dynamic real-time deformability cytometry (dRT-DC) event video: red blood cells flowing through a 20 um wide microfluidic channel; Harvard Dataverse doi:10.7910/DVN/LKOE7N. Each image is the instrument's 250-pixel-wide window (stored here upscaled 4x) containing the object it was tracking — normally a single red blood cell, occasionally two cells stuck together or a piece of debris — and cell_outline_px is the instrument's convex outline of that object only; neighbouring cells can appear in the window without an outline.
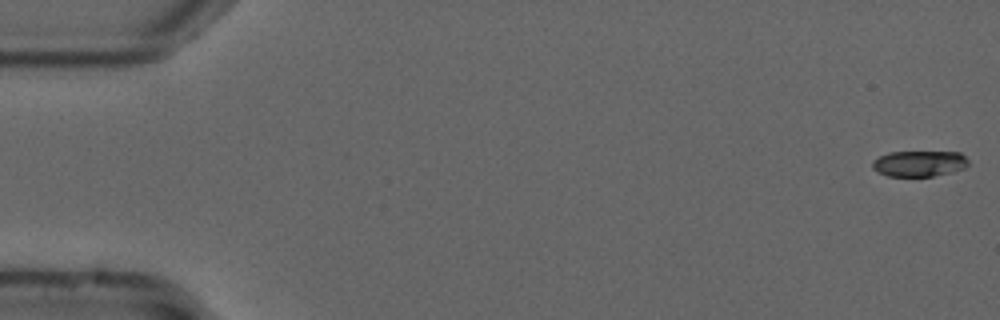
{"species": "common noctule bat (a hibernating species)", "species_latin": "Nyctalus noctula", "temperature_condition": "cold", "stored_images_in_passage": 55, "camera_frame_rate_fps": 3000, "um_per_image_px": 0.085, "animal": {"sex": "male", "forearm_length_mm": 52.5}, "frame": {"image": 1, "passage_image": 1, "time_ms": 0.0, "image_size_px": [1000, 320], "cell_outline_px": [[968, 164], [964, 168], [932, 176], [888, 176], [872, 168], [872, 160], [888, 152], [960, 152], [968, 160]], "centroid_in_image_um": [78.11, 13.89], "position_along_channel_um": 6.9, "area_um2": 14.28}}
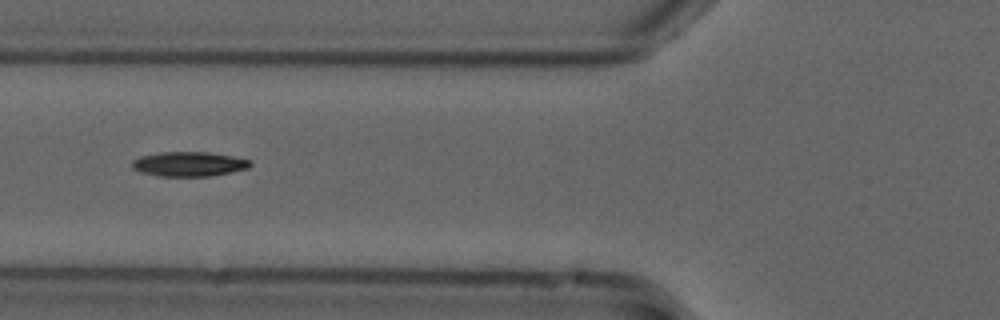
{"frame": {"image": 2, "passage_image": 21, "time_ms": 6.667, "image_size_px": [1000, 320], "cell_outline_px": [[252, 164], [248, 168], [232, 172], [208, 176], [160, 176], [140, 172], [132, 168], [132, 160], [140, 156], [156, 152], [208, 152], [232, 156], [252, 160]], "centroid_in_image_um": [16.05, 13.93], "position_along_channel_um": 109.8, "area_um2": 17.05}}
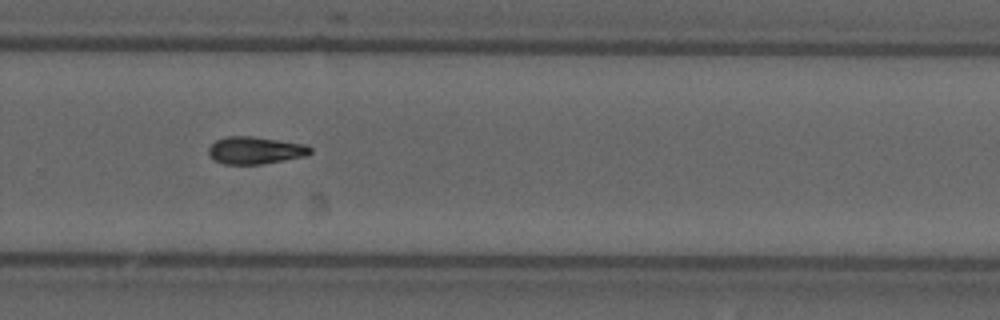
{"frame": {"image": 3, "passage_image": 37, "time_ms": 12.0, "image_size_px": [1000, 320], "cell_outline_px": [[312, 152], [308, 156], [260, 164], [224, 164], [208, 156], [208, 148], [216, 140], [228, 136], [252, 136], [304, 144], [312, 148]], "centroid_in_image_um": [21.7, 12.78], "position_along_channel_um": 308.1, "area_um2": 16.18}, "authors_computed_cell_mechanics": {"area_um2": 15.8372, "velocity_mm_per_s": 3.7238, "shape_relaxation_time_tau1_ms": 3.8659, "shape_relaxation_time_tau2_ms": null, "deformation_change_tau1": 0.15, "deformation_change_tau2": null}}